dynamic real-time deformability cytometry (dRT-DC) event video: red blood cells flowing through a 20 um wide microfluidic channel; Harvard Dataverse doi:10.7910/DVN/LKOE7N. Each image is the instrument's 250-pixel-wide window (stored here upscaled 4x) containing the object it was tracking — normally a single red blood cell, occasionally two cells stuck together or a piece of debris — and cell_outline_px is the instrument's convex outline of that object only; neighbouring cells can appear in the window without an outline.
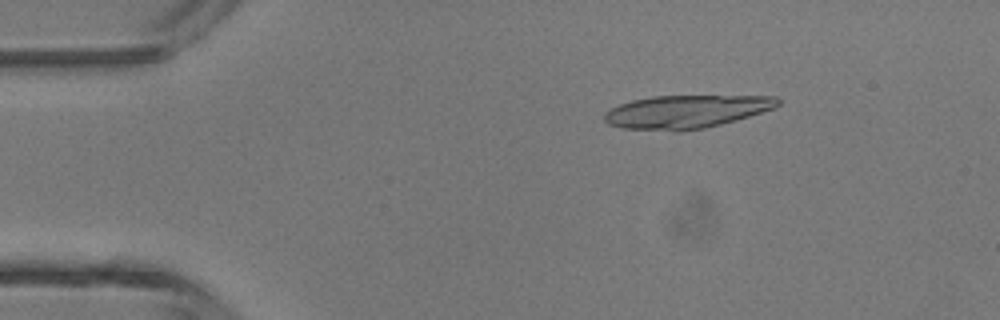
{"species": "common noctule bat (a hibernating species)", "species_latin": "Nyctalus noctula", "temperature_condition": "room temperature", "stored_images_in_passage": 41, "segment_of_instrument_passage": [1, 2], "camera_frame_rate_fps": 3000, "um_per_image_px": 0.085, "animal": {"sex": "male", "body_mass_g": 13.3}, "frame": {"image": 1, "passage_image": 4, "time_ms": 1.0, "image_size_px": [1000, 320], "cell_outline_px": [[780, 104], [772, 108], [736, 120], [704, 128], [680, 132], [676, 132], [624, 128], [608, 124], [604, 120], [604, 112], [620, 104], [632, 100], [652, 96], [776, 96], [780, 100]], "centroid_in_image_um": [58.28, 9.5], "position_along_channel_um": 26.7, "area_um2": 33.41}}